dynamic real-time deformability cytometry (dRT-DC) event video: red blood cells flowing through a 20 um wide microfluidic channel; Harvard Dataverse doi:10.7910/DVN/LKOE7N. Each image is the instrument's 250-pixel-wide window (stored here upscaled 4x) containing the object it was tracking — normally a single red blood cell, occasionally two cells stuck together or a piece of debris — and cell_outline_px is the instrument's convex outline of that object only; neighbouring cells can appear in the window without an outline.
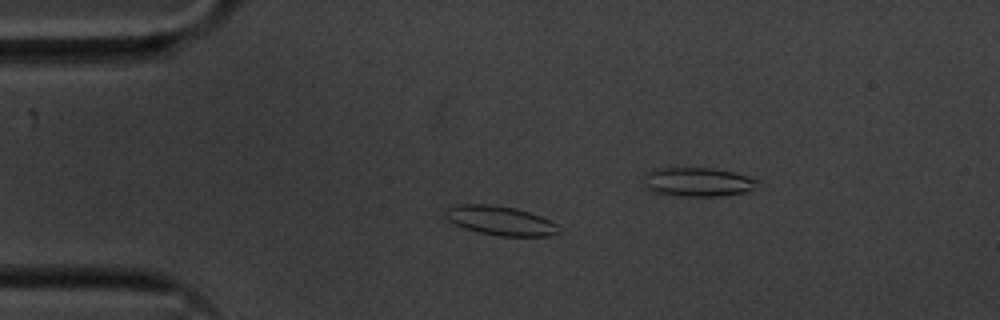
{"species": "common noctule bat (a hibernating species)", "species_latin": "Nyctalus noctula", "temperature_condition": "cold", "stored_images_in_passage": 56, "camera_frame_rate_fps": 3000, "um_per_image_px": 0.085, "animal": {"sex": "male", "body_mass_g": 20.1, "forearm_length_mm": 53.5}, "frame": {"image": 1, "passage_image": 13, "time_ms": 4.0, "image_size_px": [1000, 320], "cell_outline_px": [[560, 232], [552, 236], [500, 236], [480, 232], [464, 228], [448, 220], [444, 216], [444, 208], [460, 204], [488, 204], [516, 208], [540, 216], [556, 224]], "centroid_in_image_um": [42.49, 18.75], "position_along_channel_um": 42.5, "area_um2": 19.25}}
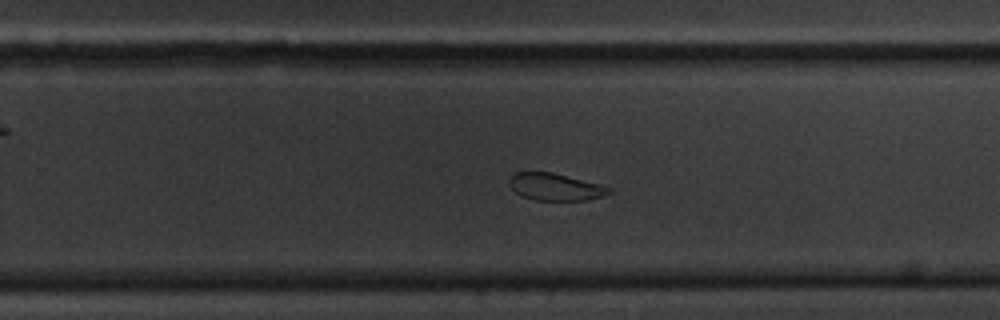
{"frame": {"image": 2, "passage_image": 35, "time_ms": 11.333, "image_size_px": [1000, 320], "cell_outline_px": [[612, 192], [588, 200], [532, 200], [520, 196], [508, 184], [508, 180], [512, 172], [552, 172], [600, 184], [612, 188]], "centroid_in_image_um": [47.15, 15.88], "position_along_channel_um": 282.6, "area_um2": 15.9}}
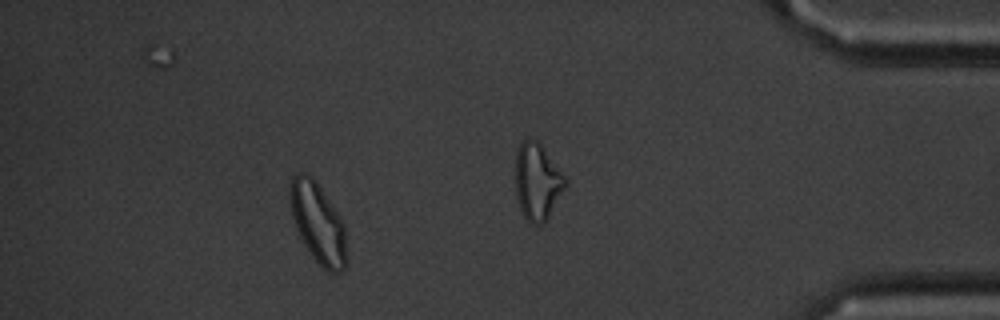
{"frame": {"image": 3, "passage_image": 50, "time_ms": 16.333, "image_size_px": [1000, 320], "cell_outline_px": [[348, 264], [340, 272], [328, 272], [312, 256], [304, 244], [296, 228], [292, 216], [288, 196], [288, 192], [292, 176], [300, 172], [304, 172], [312, 176], [316, 180], [340, 216], [344, 224], [348, 260]], "centroid_in_image_um": [27.03, 18.94], "position_along_channel_um": 408.2, "area_um2": 26.82}, "authors_computed_cell_mechanics": {"area_um2": 18.9006, "velocity_mm_per_s": 3.5711, "shape_relaxation_time_tau1_ms": 5.7613, "shape_relaxation_time_tau2_ms": 2.7927, "deformation_change_tau1": 0.1373, "deformation_change_tau2": 0.0824}}